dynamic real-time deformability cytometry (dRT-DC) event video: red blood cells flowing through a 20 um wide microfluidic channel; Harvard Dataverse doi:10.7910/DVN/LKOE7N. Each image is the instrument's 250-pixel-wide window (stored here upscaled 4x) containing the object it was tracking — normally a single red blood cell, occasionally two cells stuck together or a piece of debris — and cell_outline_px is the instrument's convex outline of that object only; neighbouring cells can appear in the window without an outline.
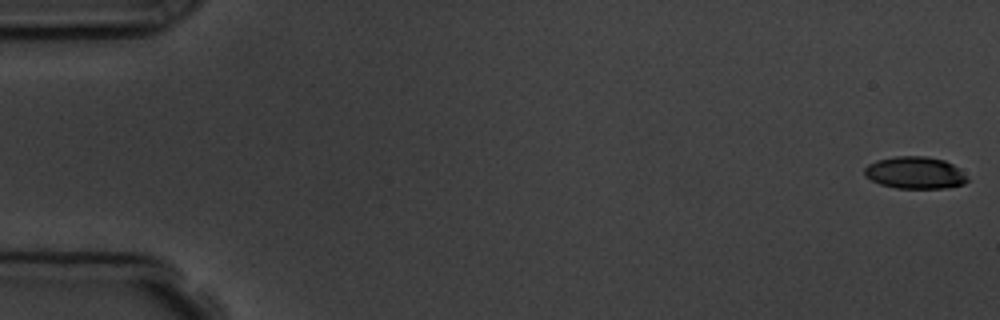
{"species": "common noctule bat (a hibernating species)", "species_latin": "Nyctalus noctula", "temperature_condition": "room temperature", "stored_images_in_passage": 9, "camera_frame_rate_fps": 3000, "um_per_image_px": 0.085, "animal": {"sex": "male", "body_mass_g": 19.5, "forearm_length_mm": 54.6}, "frame": {"image": 1, "passage_image": 1, "time_ms": 0.0, "image_size_px": [1000, 320], "cell_outline_px": [[968, 180], [964, 184], [944, 188], [896, 188], [880, 184], [864, 176], [864, 168], [868, 164], [876, 160], [896, 156], [928, 156], [944, 160], [952, 164], [968, 176]], "centroid_in_image_um": [77.76, 14.68], "position_along_channel_um": 7.2, "area_um2": 19.31}}